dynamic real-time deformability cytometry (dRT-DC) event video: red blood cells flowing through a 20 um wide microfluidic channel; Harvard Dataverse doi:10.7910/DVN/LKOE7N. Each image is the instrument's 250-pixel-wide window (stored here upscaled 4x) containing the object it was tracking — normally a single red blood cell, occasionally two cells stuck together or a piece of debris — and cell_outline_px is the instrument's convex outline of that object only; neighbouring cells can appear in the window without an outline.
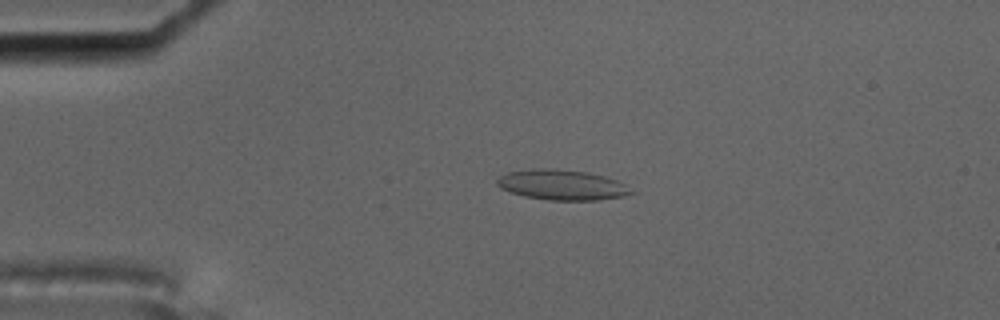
{"species": "common noctule bat (a hibernating species)", "species_latin": "Nyctalus noctula", "temperature_condition": "cold", "stored_images_in_passage": 4, "camera_frame_rate_fps": 3000, "um_per_image_px": 0.085, "animal": {"sex": "male", "body_mass_g": 17.5, "forearm_length_mm": 52.3}, "frame": {"image": 1, "passage_image": 3, "time_ms": 0.667, "image_size_px": [1000, 320], "cell_outline_px": [[636, 192], [624, 196], [600, 200], [548, 200], [524, 196], [508, 192], [500, 188], [496, 184], [496, 180], [500, 176], [508, 172], [532, 168], [548, 168], [588, 172], [604, 176], [616, 180], [624, 184]], "centroid_in_image_um": [47.75, 15.72], "position_along_channel_um": 37.3, "area_um2": 23.81}}